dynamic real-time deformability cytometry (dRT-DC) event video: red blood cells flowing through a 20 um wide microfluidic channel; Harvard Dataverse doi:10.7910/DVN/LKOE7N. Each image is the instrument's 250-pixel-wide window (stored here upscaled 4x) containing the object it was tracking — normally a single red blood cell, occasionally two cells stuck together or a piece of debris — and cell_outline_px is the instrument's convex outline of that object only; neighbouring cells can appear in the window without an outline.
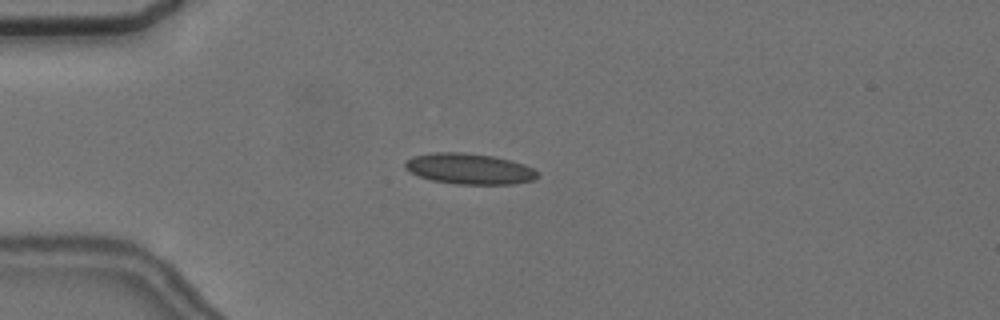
{"species": "common noctule bat (a hibernating species)", "species_latin": "Nyctalus noctula", "temperature_condition": "cold", "stored_images_in_passage": 8, "camera_frame_rate_fps": 3000, "um_per_image_px": 0.085, "animal": {"sex": "female", "body_mass_g": 24.6, "forearm_length_mm": 56.2}, "frame": {"image": 1, "passage_image": 4, "time_ms": 4.333, "image_size_px": [1000, 320], "cell_outline_px": [[540, 176], [532, 180], [512, 184], [456, 184], [432, 180], [420, 176], [404, 168], [404, 164], [412, 156], [432, 152], [464, 152], [496, 156], [512, 160], [524, 164], [540, 172]], "centroid_in_image_um": [39.93, 14.33], "position_along_channel_um": 45.1, "area_um2": 23.93}}
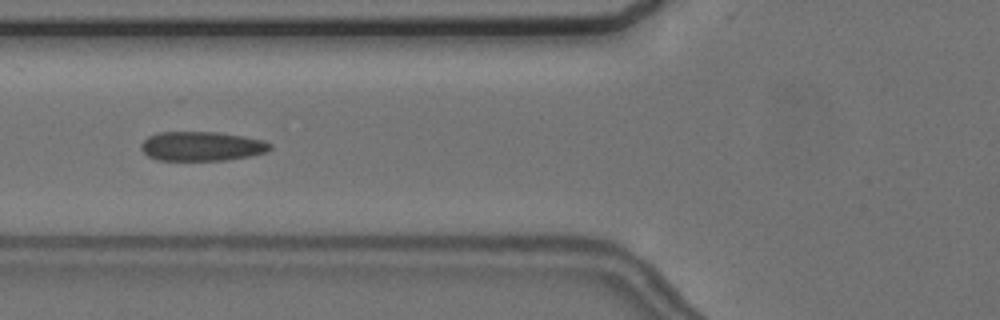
{"frame": {"image": 2, "passage_image": 6, "time_ms": 6.667, "image_size_px": [1000, 320], "cell_outline_px": [[272, 148], [268, 152], [228, 160], [156, 160], [148, 156], [140, 148], [140, 144], [148, 136], [160, 132], [216, 132], [244, 136], [264, 140], [272, 144]], "centroid_in_image_um": [17.16, 12.43], "position_along_channel_um": 108.6, "area_um2": 22.2}}